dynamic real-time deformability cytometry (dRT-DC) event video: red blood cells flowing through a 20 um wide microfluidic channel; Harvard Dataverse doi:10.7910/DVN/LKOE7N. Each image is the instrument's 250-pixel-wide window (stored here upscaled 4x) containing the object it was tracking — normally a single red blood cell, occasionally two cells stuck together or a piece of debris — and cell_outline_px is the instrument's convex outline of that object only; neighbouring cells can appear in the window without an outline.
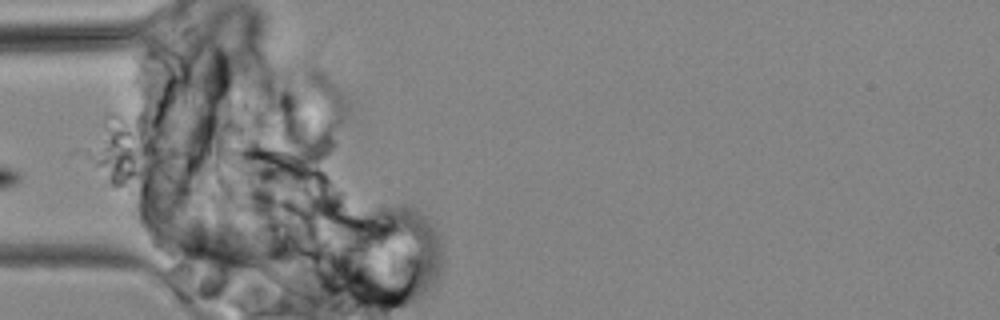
{"species": "common noctule bat (a hibernating species)", "species_latin": "Nyctalus noctula", "temperature_condition": "cold", "stored_images_in_passage": 7, "camera_frame_rate_fps": 3000, "um_per_image_px": 0.085, "animal": {"sex": "male", "body_mass_g": 19.2, "forearm_length_mm": 51.8}, "frame": {"image": 1, "passage_image": 1, "time_ms": 0.0, "image_size_px": [1000, 320], "cell_outline_px": [[268, 272], [264, 276], [240, 276], [168, 260], [152, 248], [148, 240], [148, 236], [156, 228], [168, 224], [200, 216], [212, 216], [220, 220], [260, 256], [268, 264]], "centroid_in_image_um": [17.62, 20.99], "position_along_channel_um": 67.4, "area_um2": 32.6}}
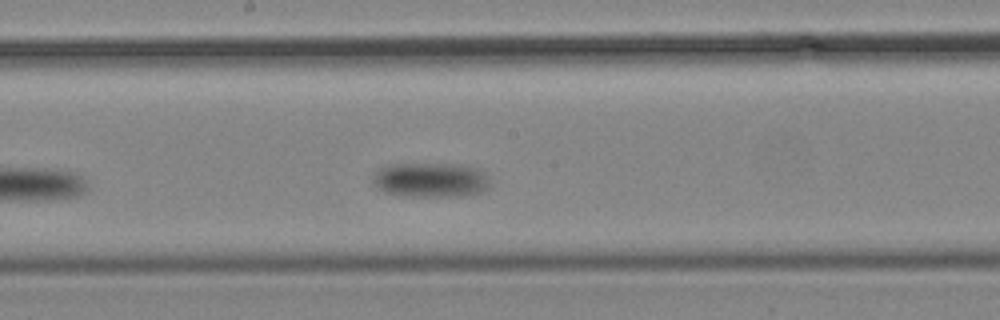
{"frame": {"image": 2, "passage_image": 7, "time_ms": 7.0, "image_size_px": [1000, 320], "cell_outline_px": [[492, 184], [484, 192], [460, 196], [400, 196], [384, 192], [376, 188], [372, 180], [372, 176], [380, 168], [388, 164], [468, 164], [480, 168], [484, 172]], "centroid_in_image_um": [36.64, 15.29], "position_along_channel_um": 211.6, "area_um2": 24.28}}